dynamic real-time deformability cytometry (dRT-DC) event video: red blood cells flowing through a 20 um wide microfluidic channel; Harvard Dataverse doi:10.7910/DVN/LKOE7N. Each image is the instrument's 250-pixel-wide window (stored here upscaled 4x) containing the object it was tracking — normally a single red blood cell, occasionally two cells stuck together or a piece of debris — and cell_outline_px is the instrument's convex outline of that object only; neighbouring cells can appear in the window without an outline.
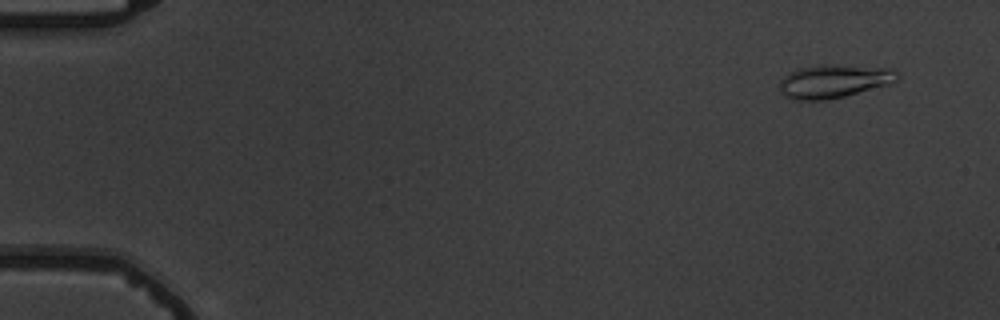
{"species": "common noctule bat (a hibernating species)", "species_latin": "Nyctalus noctula", "temperature_condition": "warm", "stored_images_in_passage": 6, "camera_frame_rate_fps": 3000, "um_per_image_px": 0.085, "animal": {"sex": "male", "body_mass_g": 19.5, "forearm_length_mm": 54.6}, "frame": {"image": 1, "passage_image": 2, "time_ms": 1.0, "image_size_px": [1000, 320], "cell_outline_px": [[900, 76], [896, 80], [888, 84], [844, 96], [828, 100], [796, 100], [784, 96], [780, 92], [780, 80], [788, 72], [800, 68], [820, 64], [824, 64], [892, 68], [900, 72]], "centroid_in_image_um": [70.87, 6.9], "position_along_channel_um": 14.1, "area_um2": 22.95}}